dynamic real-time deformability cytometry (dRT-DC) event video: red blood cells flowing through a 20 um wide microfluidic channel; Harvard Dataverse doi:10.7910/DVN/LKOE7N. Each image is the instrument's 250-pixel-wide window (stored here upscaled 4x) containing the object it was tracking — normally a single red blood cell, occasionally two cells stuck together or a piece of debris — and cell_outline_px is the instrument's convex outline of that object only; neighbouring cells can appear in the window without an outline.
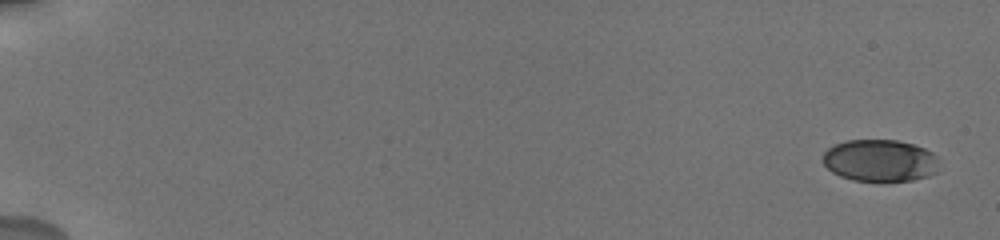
{"species": "human", "species_latin": "Homo sapiens", "temperature_condition": "cold", "stored_images_in_passage": 26, "camera_frame_rate_fps": 3000, "um_per_image_px": 0.085, "donor": {"sex": "male"}, "frame": {"image": 1, "passage_image": 1, "time_ms": 0.0, "image_size_px": [1000, 240], "cell_outline_px": [[936, 172], [928, 176], [912, 180], [852, 180], [840, 176], [832, 172], [824, 164], [824, 152], [828, 148], [836, 144], [848, 140], [896, 140], [912, 144], [924, 148], [932, 152], [936, 156]], "centroid_in_image_um": [74.78, 13.64], "position_along_channel_um": 10.2, "area_um2": 28.03}}
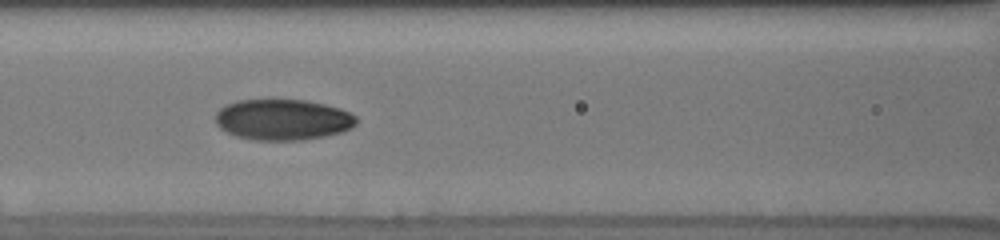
{"frame": {"image": 2, "passage_image": 10, "time_ms": 8.667, "image_size_px": [1000, 240], "cell_outline_px": [[356, 124], [352, 128], [340, 132], [324, 136], [304, 140], [256, 140], [236, 136], [220, 128], [216, 124], [216, 112], [220, 108], [236, 100], [304, 100], [324, 104], [340, 108], [356, 116]], "centroid_in_image_um": [24.04, 10.17], "position_along_channel_um": 142.6, "area_um2": 33.47}}
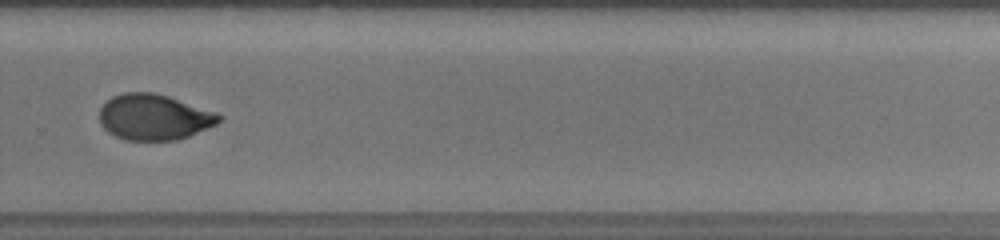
{"frame": {"image": 3, "passage_image": 18, "time_ms": 13.333, "image_size_px": [1000, 240], "cell_outline_px": [[224, 116], [216, 124], [188, 136], [176, 140], [124, 140], [108, 132], [100, 124], [100, 108], [112, 96], [124, 92], [152, 92], [168, 96]], "centroid_in_image_um": [13.05, 9.96], "position_along_channel_um": 316.8, "area_um2": 31.56}, "authors_computed_cell_mechanics": {"area_um2": 31.6166, "velocity_mm_per_s": 3.748, "shape_relaxation_time_tau1_ms": 4.1295, "shape_relaxation_time_tau2_ms": 1.1842, "deformation_change_tau1": 0.1332, "deformation_change_tau2": 0.0467}}